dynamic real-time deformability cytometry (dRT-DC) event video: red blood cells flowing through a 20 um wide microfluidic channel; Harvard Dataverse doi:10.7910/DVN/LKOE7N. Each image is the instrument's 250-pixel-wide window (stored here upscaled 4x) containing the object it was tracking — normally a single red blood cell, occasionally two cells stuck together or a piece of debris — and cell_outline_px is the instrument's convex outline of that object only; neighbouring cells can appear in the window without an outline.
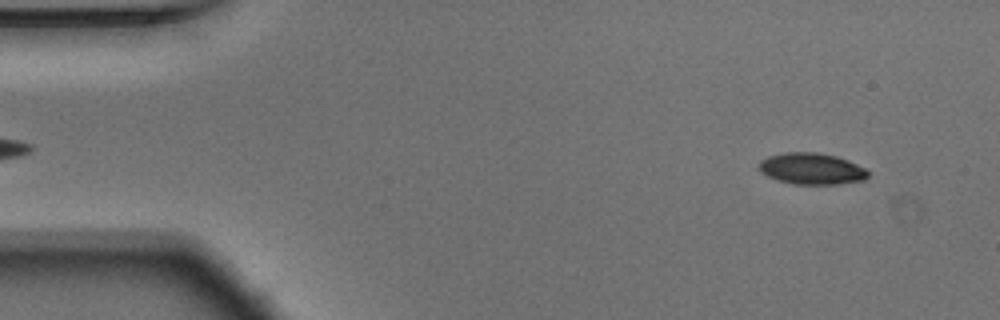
{"species": "Egyptian fruit bat (a non-hibernating species)", "species_latin": "Rousettus aegyptiacus", "temperature_condition": "warm", "stored_images_in_passage": 53, "camera_frame_rate_fps": 3000, "um_per_image_px": 0.085, "animal": {"sex": "male"}, "frame": {"image": 1, "passage_image": 4, "time_ms": 1.0, "image_size_px": [1000, 320], "cell_outline_px": [[868, 176], [864, 180], [840, 184], [792, 184], [776, 180], [760, 172], [756, 168], [760, 160], [768, 156], [784, 152], [816, 152], [836, 156], [848, 160], [864, 168], [868, 172]], "centroid_in_image_um": [68.93, 14.34], "position_along_channel_um": 16.1, "area_um2": 20.17}}
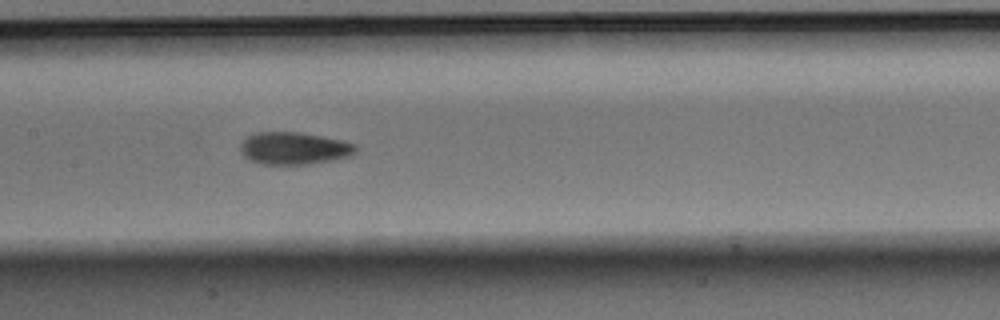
{"frame": {"image": 2, "passage_image": 25, "time_ms": 8.0, "image_size_px": [1000, 320], "cell_outline_px": [[356, 152], [352, 156], [332, 160], [308, 164], [260, 164], [248, 160], [240, 152], [240, 144], [248, 136], [256, 132], [296, 132], [320, 136], [340, 140], [356, 144]], "centroid_in_image_um": [24.97, 12.61], "position_along_channel_um": 182.4, "area_um2": 21.73}}
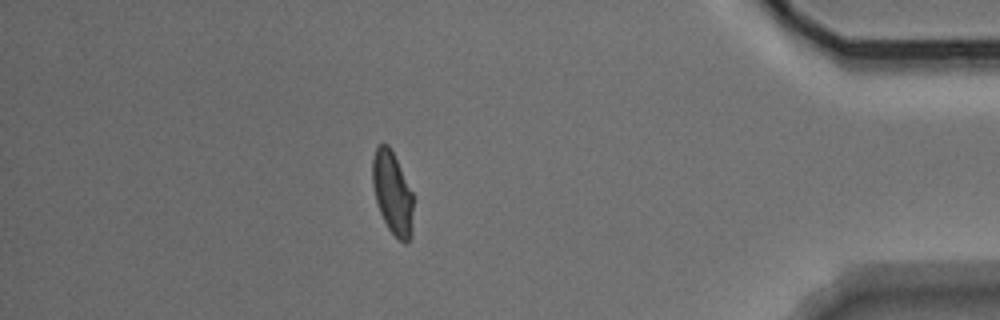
{"frame": {"image": 3, "passage_image": 46, "time_ms": 15.0, "image_size_px": [1000, 320], "cell_outline_px": [[412, 236], [404, 244], [388, 228], [380, 212], [376, 200], [372, 184], [372, 160], [376, 148], [380, 144], [388, 144], [412, 192]], "centroid_in_image_um": [33.34, 16.42], "position_along_channel_um": 401.9, "area_um2": 19.25}, "authors_computed_cell_mechanics": {"area_um2": 20.4034, "velocity_mm_per_s": 3.7479, "shape_relaxation_time_tau1_ms": 4.0965, "shape_relaxation_time_tau2_ms": 1.3048, "deformation_change_tau1": 0.1456, "deformation_change_tau2": 0.0582}}